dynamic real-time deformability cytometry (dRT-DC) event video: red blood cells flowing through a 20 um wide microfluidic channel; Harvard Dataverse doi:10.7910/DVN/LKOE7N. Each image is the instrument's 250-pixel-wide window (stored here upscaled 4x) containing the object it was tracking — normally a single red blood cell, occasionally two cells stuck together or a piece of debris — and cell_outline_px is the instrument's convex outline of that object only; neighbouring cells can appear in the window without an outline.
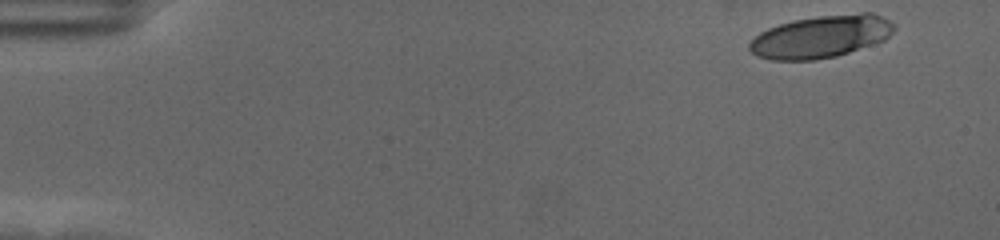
{"species": "human", "species_latin": "Homo sapiens", "temperature_condition": "cold", "stored_images_in_passage": 19, "camera_frame_rate_fps": 3000, "um_per_image_px": 0.085, "donor": {"sex": "female"}, "frame": {"image": 1, "passage_image": 1, "time_ms": 0.0, "image_size_px": [1000, 240], "cell_outline_px": [[896, 28], [884, 40], [836, 56], [816, 60], [772, 60], [756, 56], [748, 48], [748, 44], [760, 32], [768, 28], [780, 24], [796, 20], [820, 16], [860, 12], [872, 12], [896, 24]], "centroid_in_image_um": [69.78, 3.11], "position_along_channel_um": 15.2, "area_um2": 35.6}}
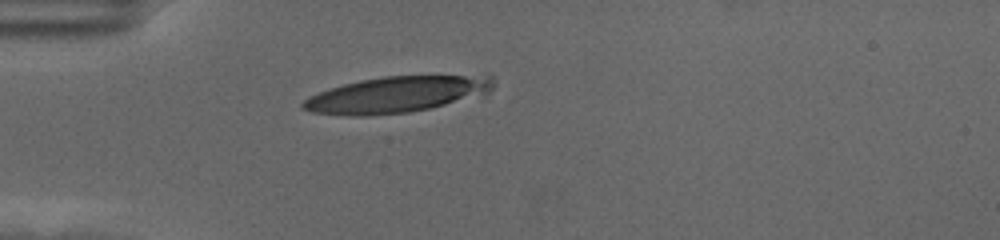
{"frame": {"image": 2, "passage_image": 14, "time_ms": 4.333, "image_size_px": [1000, 240], "cell_outline_px": [[496, 84], [492, 92], [484, 96], [428, 108], [408, 112], [368, 116], [352, 116], [312, 112], [300, 108], [300, 104], [308, 96], [344, 84], [360, 80], [384, 76], [492, 76]], "centroid_in_image_um": [33.75, 8.04], "position_along_channel_um": 51.2, "area_um2": 40.17}}